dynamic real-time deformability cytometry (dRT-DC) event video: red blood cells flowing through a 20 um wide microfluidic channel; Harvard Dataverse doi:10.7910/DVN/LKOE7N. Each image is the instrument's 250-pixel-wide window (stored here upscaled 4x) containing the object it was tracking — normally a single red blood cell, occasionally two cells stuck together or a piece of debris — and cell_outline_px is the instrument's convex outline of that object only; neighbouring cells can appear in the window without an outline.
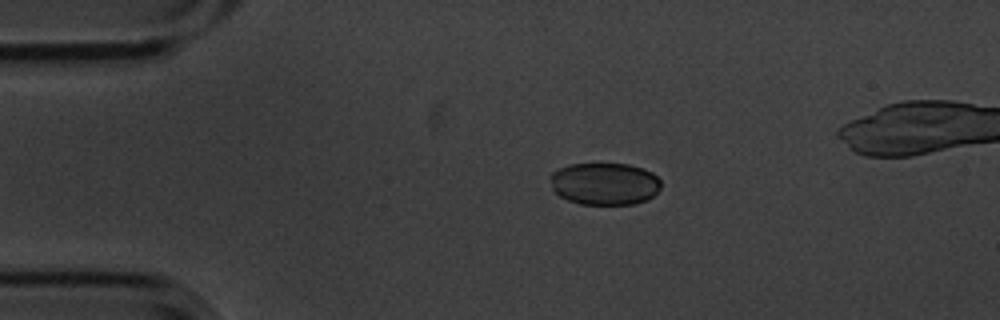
{"species": "common noctule bat (a hibernating species)", "species_latin": "Nyctalus noctula", "temperature_condition": "cold", "stored_images_in_passage": 5, "camera_frame_rate_fps": 3000, "um_per_image_px": 0.085, "animal": {"sex": "male", "body_mass_g": 20.1, "forearm_length_mm": 53.5}, "frame": {"image": 1, "passage_image": 3, "time_ms": 0.667, "image_size_px": [1000, 320], "cell_outline_px": [[660, 188], [648, 200], [632, 204], [580, 204], [568, 200], [560, 196], [552, 188], [548, 176], [552, 172], [568, 164], [628, 164], [644, 168], [652, 172], [660, 180]], "centroid_in_image_um": [51.38, 15.61], "position_along_channel_um": 33.6, "area_um2": 27.4}}